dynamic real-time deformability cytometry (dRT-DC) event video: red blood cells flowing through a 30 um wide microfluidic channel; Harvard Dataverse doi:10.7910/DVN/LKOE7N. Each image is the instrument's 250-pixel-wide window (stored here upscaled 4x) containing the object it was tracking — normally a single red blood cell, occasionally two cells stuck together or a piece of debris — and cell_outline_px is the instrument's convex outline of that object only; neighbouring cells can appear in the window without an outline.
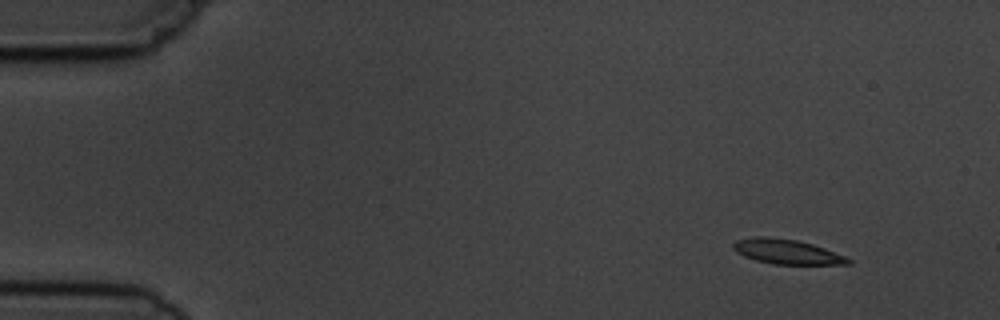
{"species": "common noctule bat (a hibernating species)", "species_latin": "Nyctalus noctula", "temperature_condition": "cold", "stored_images_in_passage": 4, "camera_frame_rate_fps": 3000, "um_per_image_px": 0.085, "animal": {"sex": "male", "body_mass_g": 19.5, "forearm_length_mm": 54.6}, "frame": {"image": 1, "passage_image": 1, "time_ms": 0.0, "image_size_px": [1000, 320], "cell_outline_px": [[852, 264], [776, 264], [756, 260], [744, 256], [736, 252], [732, 248], [732, 244], [736, 240], [756, 236], [768, 236], [796, 240], [812, 244], [824, 248], [844, 256], [852, 260]], "centroid_in_image_um": [66.85, 21.38], "position_along_channel_um": 18.2, "area_um2": 16.47}}
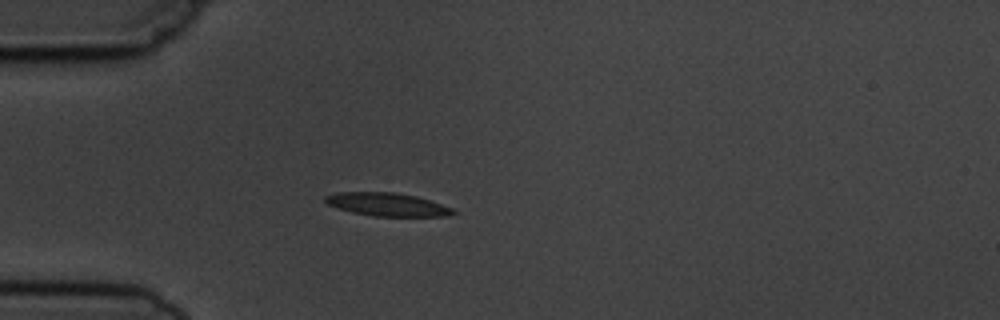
{"frame": {"image": 2, "passage_image": 4, "time_ms": 3.333, "image_size_px": [1000, 320], "cell_outline_px": [[460, 212], [448, 216], [372, 216], [352, 212], [328, 204], [324, 200], [324, 196], [336, 192], [396, 192], [416, 196], [452, 208]], "centroid_in_image_um": [32.93, 17.37], "position_along_channel_um": 52.1, "area_um2": 17.22}}